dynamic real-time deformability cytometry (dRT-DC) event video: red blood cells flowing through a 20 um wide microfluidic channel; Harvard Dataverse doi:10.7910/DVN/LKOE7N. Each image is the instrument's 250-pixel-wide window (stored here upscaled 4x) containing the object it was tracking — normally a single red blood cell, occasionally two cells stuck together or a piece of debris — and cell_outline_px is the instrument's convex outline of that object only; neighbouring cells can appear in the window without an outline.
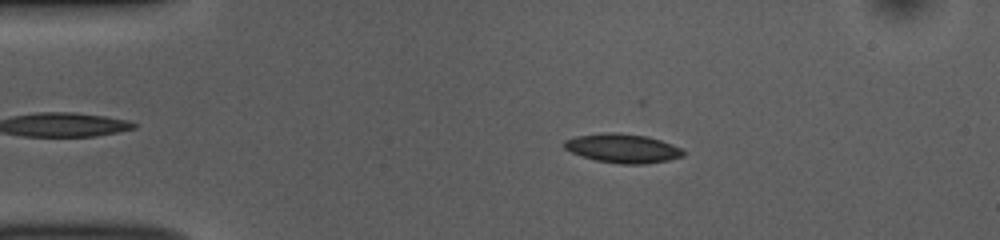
{"species": "common noctule bat (a hibernating species)", "species_latin": "Nyctalus noctula", "temperature_condition": "room temperature", "stored_images_in_passage": 34, "camera_frame_rate_fps": 3000, "um_per_image_px": 0.085, "animal": {"sex": "female", "body_mass_g": 10.0, "forearm_length_mm": 53.1}, "frame": {"image": 1, "passage_image": 2, "time_ms": 0.333, "image_size_px": [1000, 240], "cell_outline_px": [[684, 156], [668, 160], [644, 164], [620, 164], [596, 160], [580, 156], [564, 148], [564, 140], [576, 136], [608, 132], [616, 132], [648, 136], [672, 144], [680, 148], [684, 152]], "centroid_in_image_um": [52.92, 12.6], "position_along_channel_um": 32.1, "area_um2": 20.11}}
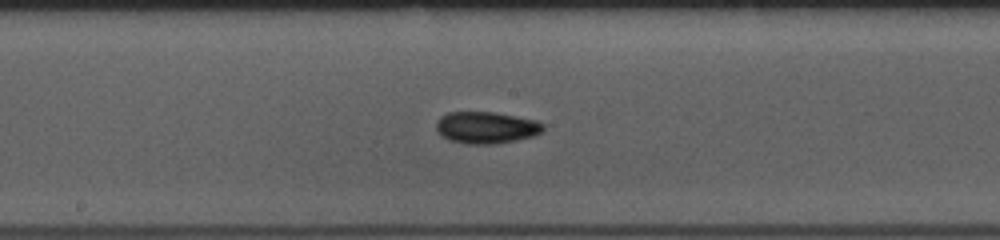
{"frame": {"image": 2, "passage_image": 19, "time_ms": 6.0, "image_size_px": [1000, 240], "cell_outline_px": [[544, 128], [540, 132], [532, 136], [516, 140], [496, 144], [468, 144], [448, 140], [436, 128], [436, 124], [440, 116], [448, 112], [492, 112], [536, 120], [544, 124]], "centroid_in_image_um": [41.32, 10.84], "position_along_channel_um": 206.9, "area_um2": 19.65}}
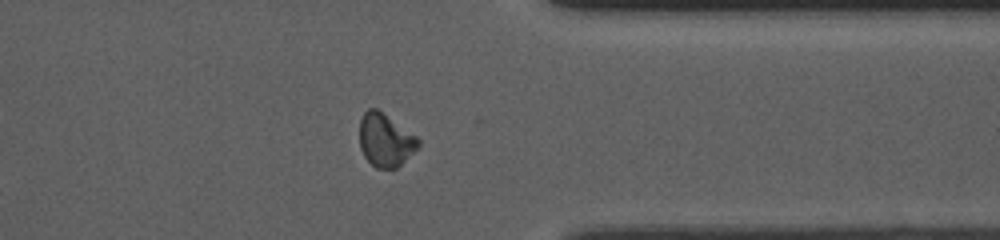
{"frame": {"image": 3, "passage_image": 33, "time_ms": 10.667, "image_size_px": [1000, 240], "cell_outline_px": [[420, 144], [396, 168], [376, 168], [364, 156], [360, 148], [360, 120], [364, 112], [368, 108], [376, 108], [416, 136], [420, 140]], "centroid_in_image_um": [32.72, 11.9], "position_along_channel_um": 378.7, "area_um2": 17.74}, "authors_computed_cell_mechanics": {"area_um2": 19.0451, "velocity_mm_per_s": 3.8399, "shape_relaxation_time_tau1_ms": 6.0228, "shape_relaxation_time_tau2_ms": 4.9298, "deformation_change_tau1": 0.1183, "deformation_change_tau2": 0.0889}}